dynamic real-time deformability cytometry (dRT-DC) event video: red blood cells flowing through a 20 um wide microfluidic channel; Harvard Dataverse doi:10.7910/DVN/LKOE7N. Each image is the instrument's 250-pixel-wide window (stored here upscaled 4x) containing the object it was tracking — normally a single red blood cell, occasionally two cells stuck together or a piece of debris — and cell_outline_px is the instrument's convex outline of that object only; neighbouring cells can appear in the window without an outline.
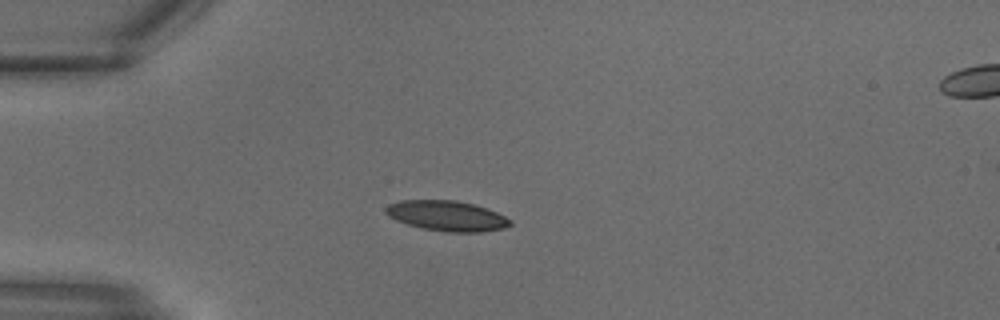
{"species": "common noctule bat (a hibernating species)", "species_latin": "Nyctalus noctula", "temperature_condition": "warm", "stored_images_in_passage": 13, "camera_frame_rate_fps": 3000, "um_per_image_px": 0.085, "animal": {"sex": "male", "body_mass_g": 18.8}, "frame": {"image": 1, "passage_image": 8, "time_ms": 2.333, "image_size_px": [1000, 320], "cell_outline_px": [[512, 224], [504, 228], [480, 232], [448, 232], [424, 228], [408, 224], [396, 220], [388, 216], [384, 212], [384, 208], [388, 204], [400, 200], [456, 200], [472, 204], [496, 212], [512, 220]], "centroid_in_image_um": [37.95, 18.34], "position_along_channel_um": 47.0, "area_um2": 21.85}}
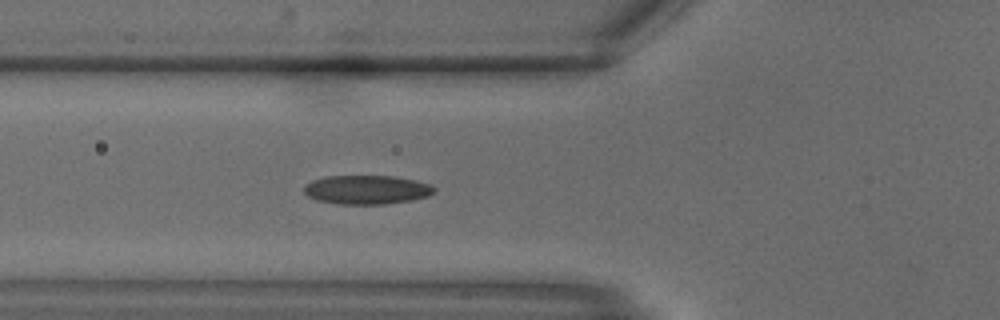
{"frame": {"image": 2, "passage_image": 11, "time_ms": 3.333, "image_size_px": [1000, 320], "cell_outline_px": [[436, 192], [428, 196], [412, 200], [384, 204], [340, 204], [316, 200], [308, 196], [304, 192], [304, 184], [312, 180], [328, 176], [396, 176], [416, 180], [428, 184], [436, 188]], "centroid_in_image_um": [31.18, 16.12], "position_along_channel_um": 94.6, "area_um2": 22.08}}
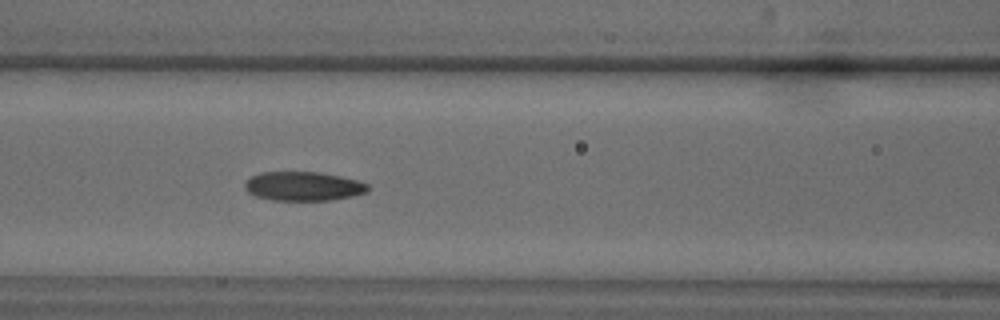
{"frame": {"image": 3, "passage_image": 13, "time_ms": 4.0, "image_size_px": [1000, 320], "cell_outline_px": [[372, 188], [368, 192], [352, 196], [332, 200], [272, 200], [256, 196], [248, 192], [244, 188], [244, 184], [252, 176], [260, 172], [320, 172], [360, 180], [368, 184]], "centroid_in_image_um": [25.84, 15.83], "position_along_channel_um": 140.8, "area_um2": 21.04}}